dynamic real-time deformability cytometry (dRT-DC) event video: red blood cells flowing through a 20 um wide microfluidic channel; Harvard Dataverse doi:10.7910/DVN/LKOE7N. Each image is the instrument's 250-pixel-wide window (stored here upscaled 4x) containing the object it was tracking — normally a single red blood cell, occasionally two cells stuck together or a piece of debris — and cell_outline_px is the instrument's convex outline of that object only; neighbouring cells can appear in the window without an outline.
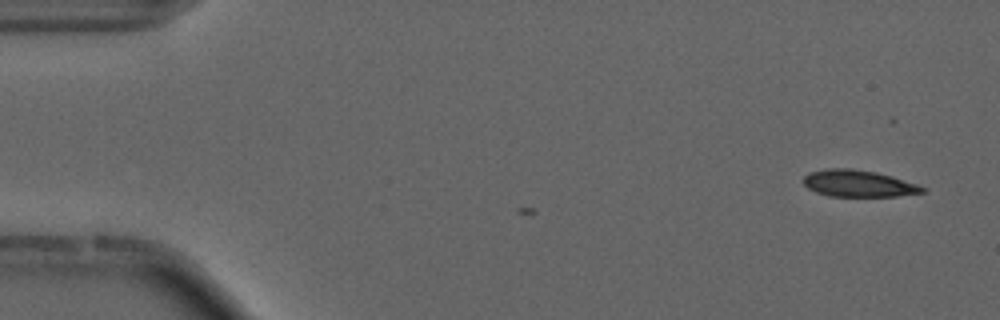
{"species": "common noctule bat (a hibernating species)", "species_latin": "Nyctalus noctula", "temperature_condition": "cold", "stored_images_in_passage": 2, "camera_frame_rate_fps": 3000, "um_per_image_px": 0.085, "animal": {"sex": "male", "forearm_length_mm": 52.5}, "frame": {"image": 1, "passage_image": 2, "time_ms": 0.333, "image_size_px": [1000, 320], "cell_outline_px": [[928, 188], [924, 192], [896, 196], [828, 196], [816, 192], [808, 188], [804, 184], [804, 176], [808, 172], [828, 168], [852, 168], [876, 172], [892, 176]], "centroid_in_image_um": [72.95, 15.59], "position_along_channel_um": 12.0, "area_um2": 18.55}}